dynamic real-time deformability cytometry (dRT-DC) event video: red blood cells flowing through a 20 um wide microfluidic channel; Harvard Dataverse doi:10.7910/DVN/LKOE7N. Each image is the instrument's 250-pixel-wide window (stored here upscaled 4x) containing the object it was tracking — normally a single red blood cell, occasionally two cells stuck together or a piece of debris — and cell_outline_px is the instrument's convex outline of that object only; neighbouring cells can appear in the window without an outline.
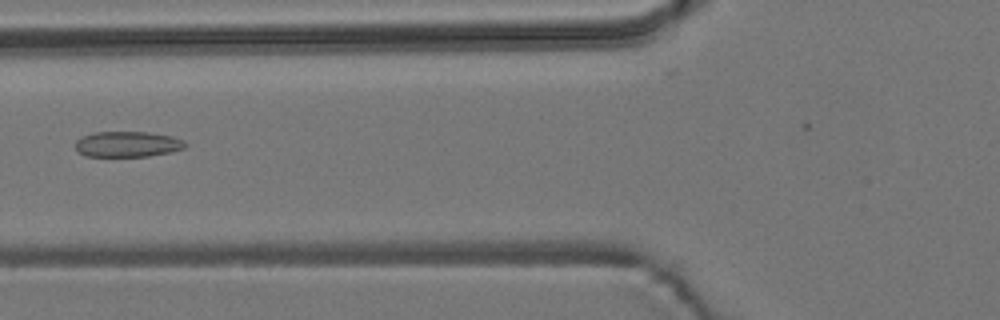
{"species": "common noctule bat (a hibernating species)", "species_latin": "Nyctalus noctula", "temperature_condition": "room temperature", "stored_images_in_passage": 11, "camera_frame_rate_fps": 3000, "um_per_image_px": 0.085, "animal": {"sex": "male", "body_mass_g": 19.2, "forearm_length_mm": 51.8}, "frame": {"image": 1, "passage_image": 4, "time_ms": 5.667, "image_size_px": [1000, 320], "cell_outline_px": [[188, 144], [184, 148], [172, 152], [148, 156], [84, 156], [76, 152], [76, 140], [80, 136], [96, 132], [148, 132], [172, 136], [184, 140]], "centroid_in_image_um": [10.83, 12.25], "position_along_channel_um": 115.0, "area_um2": 16.59}}
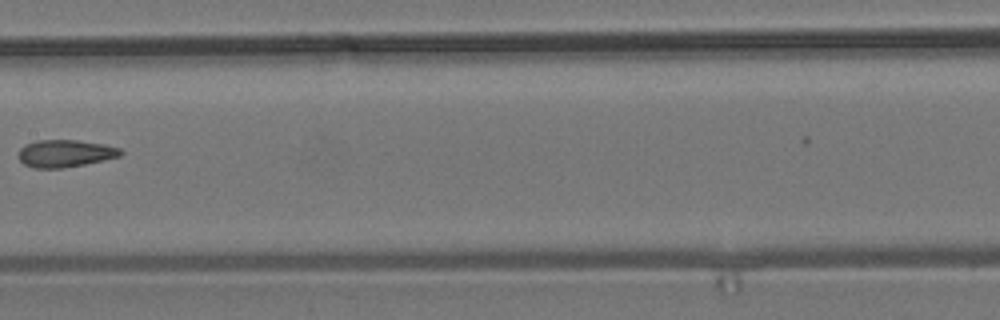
{"frame": {"image": 2, "passage_image": 6, "time_ms": 8.0, "image_size_px": [1000, 320], "cell_outline_px": [[124, 152], [120, 156], [104, 160], [84, 164], [60, 168], [32, 168], [24, 164], [20, 160], [20, 148], [24, 144], [36, 140], [76, 140], [104, 144], [120, 148]], "centroid_in_image_um": [5.54, 13.03], "position_along_channel_um": 201.9, "area_um2": 16.24}}
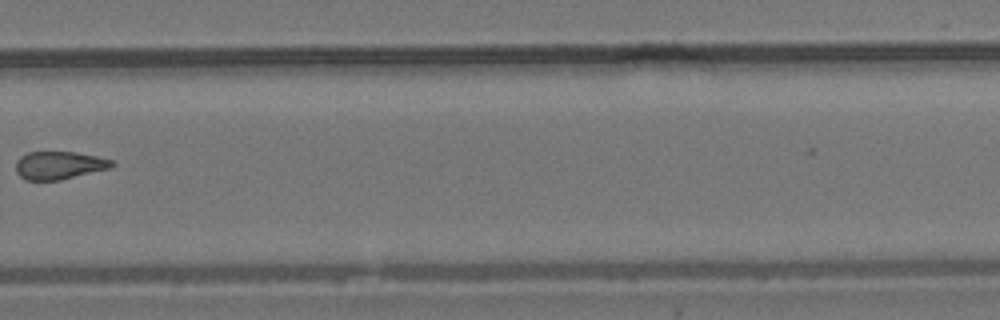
{"frame": {"image": 3, "passage_image": 9, "time_ms": 11.333, "image_size_px": [1000, 320], "cell_outline_px": [[116, 164], [112, 168], [60, 180], [24, 180], [16, 172], [16, 160], [20, 156], [28, 152], [76, 152], [96, 156], [112, 160]], "centroid_in_image_um": [5.03, 14.05], "position_along_channel_um": 324.8, "area_um2": 15.78}}